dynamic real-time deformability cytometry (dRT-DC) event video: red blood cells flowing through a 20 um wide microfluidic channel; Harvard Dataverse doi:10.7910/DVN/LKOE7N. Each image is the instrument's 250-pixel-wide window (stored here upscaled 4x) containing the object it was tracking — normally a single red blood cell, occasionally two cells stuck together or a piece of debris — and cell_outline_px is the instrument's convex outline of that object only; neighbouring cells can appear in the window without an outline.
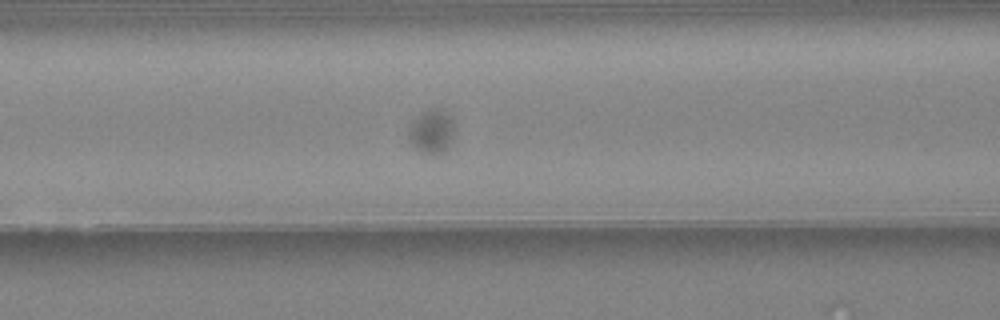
{"species": "Egyptian fruit bat (a non-hibernating species)", "species_latin": "Rousettus aegyptiacus", "temperature_condition": "warm", "stored_images_in_passage": 68, "camera_frame_rate_fps": 3000, "um_per_image_px": 0.085, "animal": {"sex": "female"}, "frame": {"image": 1, "passage_image": 29, "time_ms": 9.333, "image_size_px": [1000, 320], "cell_outline_px": [[452, 136], [448, 148], [440, 152], [424, 152], [416, 148], [408, 140], [408, 132], [412, 124], [424, 112], [432, 108], [444, 108], [452, 116]], "centroid_in_image_um": [36.71, 11.13], "position_along_channel_um": 129.9, "area_um2": 11.21}}
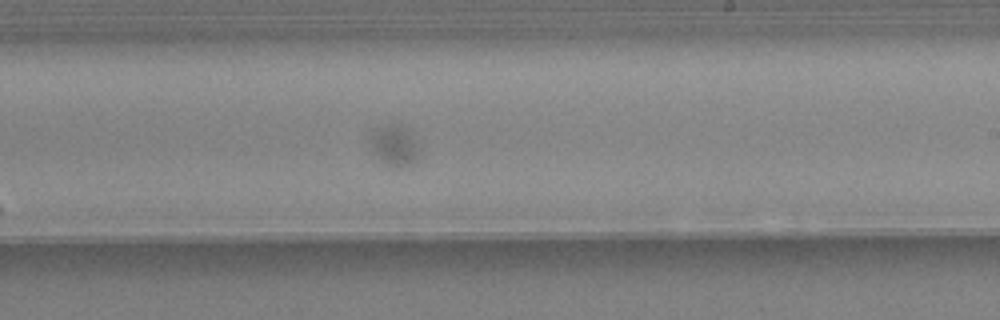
{"frame": {"image": 2, "passage_image": 41, "time_ms": 13.333, "image_size_px": [1000, 320], "cell_outline_px": [[416, 156], [412, 164], [396, 168], [384, 164], [376, 152], [372, 144], [372, 132], [380, 128], [392, 124], [400, 124], [404, 128], [416, 148]], "centroid_in_image_um": [33.49, 12.4], "position_along_channel_um": 255.5, "area_um2": 10.4}}